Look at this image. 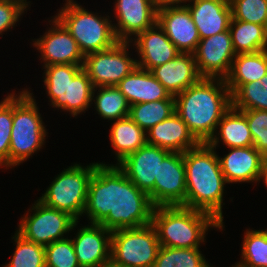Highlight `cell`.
<instances>
[{"instance_id":"cell-1","label":"cell","mask_w":267,"mask_h":267,"mask_svg":"<svg viewBox=\"0 0 267 267\" xmlns=\"http://www.w3.org/2000/svg\"><path fill=\"white\" fill-rule=\"evenodd\" d=\"M154 205L115 164L98 163L89 186L84 213L90 223L110 231L151 223Z\"/></svg>"},{"instance_id":"cell-2","label":"cell","mask_w":267,"mask_h":267,"mask_svg":"<svg viewBox=\"0 0 267 267\" xmlns=\"http://www.w3.org/2000/svg\"><path fill=\"white\" fill-rule=\"evenodd\" d=\"M232 107L225 79L202 78L175 96V110L199 143H208Z\"/></svg>"},{"instance_id":"cell-3","label":"cell","mask_w":267,"mask_h":267,"mask_svg":"<svg viewBox=\"0 0 267 267\" xmlns=\"http://www.w3.org/2000/svg\"><path fill=\"white\" fill-rule=\"evenodd\" d=\"M208 143H199L184 153L186 198L185 207L212 215L224 226L222 205L224 185L219 159ZM226 183V184H225ZM223 203V204H222Z\"/></svg>"},{"instance_id":"cell-4","label":"cell","mask_w":267,"mask_h":267,"mask_svg":"<svg viewBox=\"0 0 267 267\" xmlns=\"http://www.w3.org/2000/svg\"><path fill=\"white\" fill-rule=\"evenodd\" d=\"M151 224L160 246L173 248H199L209 228L222 230L212 215L184 206L154 207Z\"/></svg>"},{"instance_id":"cell-5","label":"cell","mask_w":267,"mask_h":267,"mask_svg":"<svg viewBox=\"0 0 267 267\" xmlns=\"http://www.w3.org/2000/svg\"><path fill=\"white\" fill-rule=\"evenodd\" d=\"M83 65L54 64L43 66L44 85L54 108L69 111L74 117L87 111L92 102L94 86Z\"/></svg>"},{"instance_id":"cell-6","label":"cell","mask_w":267,"mask_h":267,"mask_svg":"<svg viewBox=\"0 0 267 267\" xmlns=\"http://www.w3.org/2000/svg\"><path fill=\"white\" fill-rule=\"evenodd\" d=\"M28 89L13 92V125L10 139L9 167L26 161L40 150L48 134L37 102Z\"/></svg>"},{"instance_id":"cell-7","label":"cell","mask_w":267,"mask_h":267,"mask_svg":"<svg viewBox=\"0 0 267 267\" xmlns=\"http://www.w3.org/2000/svg\"><path fill=\"white\" fill-rule=\"evenodd\" d=\"M55 17L70 32L84 56L108 49L118 42L109 16L91 13L74 0H66Z\"/></svg>"},{"instance_id":"cell-8","label":"cell","mask_w":267,"mask_h":267,"mask_svg":"<svg viewBox=\"0 0 267 267\" xmlns=\"http://www.w3.org/2000/svg\"><path fill=\"white\" fill-rule=\"evenodd\" d=\"M97 163L82 166L73 164L51 182L39 200L46 206L68 213L79 220L87 201L88 186Z\"/></svg>"},{"instance_id":"cell-9","label":"cell","mask_w":267,"mask_h":267,"mask_svg":"<svg viewBox=\"0 0 267 267\" xmlns=\"http://www.w3.org/2000/svg\"><path fill=\"white\" fill-rule=\"evenodd\" d=\"M160 242L150 223L112 231L110 262L119 267H153Z\"/></svg>"},{"instance_id":"cell-10","label":"cell","mask_w":267,"mask_h":267,"mask_svg":"<svg viewBox=\"0 0 267 267\" xmlns=\"http://www.w3.org/2000/svg\"><path fill=\"white\" fill-rule=\"evenodd\" d=\"M33 214L23 216L17 232L25 239L46 246L57 240L64 239V234L74 230L79 221L68 213L51 208L39 199L33 204Z\"/></svg>"},{"instance_id":"cell-11","label":"cell","mask_w":267,"mask_h":267,"mask_svg":"<svg viewBox=\"0 0 267 267\" xmlns=\"http://www.w3.org/2000/svg\"><path fill=\"white\" fill-rule=\"evenodd\" d=\"M129 43L118 41L108 49L84 56L82 67L94 88L116 86L138 66L137 59L129 57Z\"/></svg>"},{"instance_id":"cell-12","label":"cell","mask_w":267,"mask_h":267,"mask_svg":"<svg viewBox=\"0 0 267 267\" xmlns=\"http://www.w3.org/2000/svg\"><path fill=\"white\" fill-rule=\"evenodd\" d=\"M235 56L229 30L200 39L194 52L198 71L203 78L225 79Z\"/></svg>"},{"instance_id":"cell-13","label":"cell","mask_w":267,"mask_h":267,"mask_svg":"<svg viewBox=\"0 0 267 267\" xmlns=\"http://www.w3.org/2000/svg\"><path fill=\"white\" fill-rule=\"evenodd\" d=\"M186 176L184 153L170 152L159 164L154 185V207L184 206Z\"/></svg>"},{"instance_id":"cell-14","label":"cell","mask_w":267,"mask_h":267,"mask_svg":"<svg viewBox=\"0 0 267 267\" xmlns=\"http://www.w3.org/2000/svg\"><path fill=\"white\" fill-rule=\"evenodd\" d=\"M169 153L168 150L146 143L117 165L133 184L149 195L153 205L159 164Z\"/></svg>"},{"instance_id":"cell-15","label":"cell","mask_w":267,"mask_h":267,"mask_svg":"<svg viewBox=\"0 0 267 267\" xmlns=\"http://www.w3.org/2000/svg\"><path fill=\"white\" fill-rule=\"evenodd\" d=\"M52 28L35 39L34 47L41 52L44 66L54 64L83 65L84 55L81 53L77 42L65 26L54 16Z\"/></svg>"},{"instance_id":"cell-16","label":"cell","mask_w":267,"mask_h":267,"mask_svg":"<svg viewBox=\"0 0 267 267\" xmlns=\"http://www.w3.org/2000/svg\"><path fill=\"white\" fill-rule=\"evenodd\" d=\"M115 1L117 24L113 25V30L118 41L132 43V35L136 36L157 22V8L151 0Z\"/></svg>"},{"instance_id":"cell-17","label":"cell","mask_w":267,"mask_h":267,"mask_svg":"<svg viewBox=\"0 0 267 267\" xmlns=\"http://www.w3.org/2000/svg\"><path fill=\"white\" fill-rule=\"evenodd\" d=\"M157 23L182 53H194L200 41L198 29L185 4L157 9Z\"/></svg>"},{"instance_id":"cell-18","label":"cell","mask_w":267,"mask_h":267,"mask_svg":"<svg viewBox=\"0 0 267 267\" xmlns=\"http://www.w3.org/2000/svg\"><path fill=\"white\" fill-rule=\"evenodd\" d=\"M112 231L101 224L81 227L72 239L77 261L81 267H104L110 262Z\"/></svg>"},{"instance_id":"cell-19","label":"cell","mask_w":267,"mask_h":267,"mask_svg":"<svg viewBox=\"0 0 267 267\" xmlns=\"http://www.w3.org/2000/svg\"><path fill=\"white\" fill-rule=\"evenodd\" d=\"M134 37L133 45L140 56L137 65L142 69L150 71L173 60L180 53L157 22Z\"/></svg>"},{"instance_id":"cell-20","label":"cell","mask_w":267,"mask_h":267,"mask_svg":"<svg viewBox=\"0 0 267 267\" xmlns=\"http://www.w3.org/2000/svg\"><path fill=\"white\" fill-rule=\"evenodd\" d=\"M150 72L174 97L203 78L194 53L180 52L173 60L152 68Z\"/></svg>"},{"instance_id":"cell-21","label":"cell","mask_w":267,"mask_h":267,"mask_svg":"<svg viewBox=\"0 0 267 267\" xmlns=\"http://www.w3.org/2000/svg\"><path fill=\"white\" fill-rule=\"evenodd\" d=\"M226 182L259 181L263 163L267 160L254 146L230 148L224 157H218Z\"/></svg>"},{"instance_id":"cell-22","label":"cell","mask_w":267,"mask_h":267,"mask_svg":"<svg viewBox=\"0 0 267 267\" xmlns=\"http://www.w3.org/2000/svg\"><path fill=\"white\" fill-rule=\"evenodd\" d=\"M185 4L191 13L200 39L229 30L232 19L229 0H188Z\"/></svg>"},{"instance_id":"cell-23","label":"cell","mask_w":267,"mask_h":267,"mask_svg":"<svg viewBox=\"0 0 267 267\" xmlns=\"http://www.w3.org/2000/svg\"><path fill=\"white\" fill-rule=\"evenodd\" d=\"M146 135L148 144L170 152L185 153L199 144L176 112L154 125Z\"/></svg>"},{"instance_id":"cell-24","label":"cell","mask_w":267,"mask_h":267,"mask_svg":"<svg viewBox=\"0 0 267 267\" xmlns=\"http://www.w3.org/2000/svg\"><path fill=\"white\" fill-rule=\"evenodd\" d=\"M116 87L124 94L130 106L163 99H175L150 71L138 66Z\"/></svg>"},{"instance_id":"cell-25","label":"cell","mask_w":267,"mask_h":267,"mask_svg":"<svg viewBox=\"0 0 267 267\" xmlns=\"http://www.w3.org/2000/svg\"><path fill=\"white\" fill-rule=\"evenodd\" d=\"M267 73V50L236 54L225 78L231 95L243 84L260 81Z\"/></svg>"},{"instance_id":"cell-26","label":"cell","mask_w":267,"mask_h":267,"mask_svg":"<svg viewBox=\"0 0 267 267\" xmlns=\"http://www.w3.org/2000/svg\"><path fill=\"white\" fill-rule=\"evenodd\" d=\"M218 128V135L214 134L208 142L215 150L220 142L219 138L224 145H227V148L253 146V138L246 117L240 110L231 107L221 118Z\"/></svg>"},{"instance_id":"cell-27","label":"cell","mask_w":267,"mask_h":267,"mask_svg":"<svg viewBox=\"0 0 267 267\" xmlns=\"http://www.w3.org/2000/svg\"><path fill=\"white\" fill-rule=\"evenodd\" d=\"M109 137L115 150L117 165L147 143L146 132L128 116L113 123Z\"/></svg>"},{"instance_id":"cell-28","label":"cell","mask_w":267,"mask_h":267,"mask_svg":"<svg viewBox=\"0 0 267 267\" xmlns=\"http://www.w3.org/2000/svg\"><path fill=\"white\" fill-rule=\"evenodd\" d=\"M235 53H255L266 50L264 26L231 19L229 25Z\"/></svg>"},{"instance_id":"cell-29","label":"cell","mask_w":267,"mask_h":267,"mask_svg":"<svg viewBox=\"0 0 267 267\" xmlns=\"http://www.w3.org/2000/svg\"><path fill=\"white\" fill-rule=\"evenodd\" d=\"M97 90L99 93L97 92L94 98ZM92 101L98 115L103 119L116 121L129 115L130 105L124 94L116 86L95 87Z\"/></svg>"},{"instance_id":"cell-30","label":"cell","mask_w":267,"mask_h":267,"mask_svg":"<svg viewBox=\"0 0 267 267\" xmlns=\"http://www.w3.org/2000/svg\"><path fill=\"white\" fill-rule=\"evenodd\" d=\"M175 112V99H163L131 105L128 117L147 133Z\"/></svg>"},{"instance_id":"cell-31","label":"cell","mask_w":267,"mask_h":267,"mask_svg":"<svg viewBox=\"0 0 267 267\" xmlns=\"http://www.w3.org/2000/svg\"><path fill=\"white\" fill-rule=\"evenodd\" d=\"M232 107L237 110L267 111V73L260 81L241 85L232 95Z\"/></svg>"},{"instance_id":"cell-32","label":"cell","mask_w":267,"mask_h":267,"mask_svg":"<svg viewBox=\"0 0 267 267\" xmlns=\"http://www.w3.org/2000/svg\"><path fill=\"white\" fill-rule=\"evenodd\" d=\"M242 243L241 267H267V236L263 230L247 229Z\"/></svg>"},{"instance_id":"cell-33","label":"cell","mask_w":267,"mask_h":267,"mask_svg":"<svg viewBox=\"0 0 267 267\" xmlns=\"http://www.w3.org/2000/svg\"><path fill=\"white\" fill-rule=\"evenodd\" d=\"M206 263L199 248L160 246L153 267H203Z\"/></svg>"},{"instance_id":"cell-34","label":"cell","mask_w":267,"mask_h":267,"mask_svg":"<svg viewBox=\"0 0 267 267\" xmlns=\"http://www.w3.org/2000/svg\"><path fill=\"white\" fill-rule=\"evenodd\" d=\"M12 239L16 248L11 261L3 267H46L45 246L25 239L17 231Z\"/></svg>"},{"instance_id":"cell-35","label":"cell","mask_w":267,"mask_h":267,"mask_svg":"<svg viewBox=\"0 0 267 267\" xmlns=\"http://www.w3.org/2000/svg\"><path fill=\"white\" fill-rule=\"evenodd\" d=\"M229 4L234 20L265 25L267 0H229Z\"/></svg>"},{"instance_id":"cell-36","label":"cell","mask_w":267,"mask_h":267,"mask_svg":"<svg viewBox=\"0 0 267 267\" xmlns=\"http://www.w3.org/2000/svg\"><path fill=\"white\" fill-rule=\"evenodd\" d=\"M46 267H81L71 238L57 240L45 246Z\"/></svg>"},{"instance_id":"cell-37","label":"cell","mask_w":267,"mask_h":267,"mask_svg":"<svg viewBox=\"0 0 267 267\" xmlns=\"http://www.w3.org/2000/svg\"><path fill=\"white\" fill-rule=\"evenodd\" d=\"M13 125V93L0 102V167L9 168L10 139ZM8 167V168H7Z\"/></svg>"},{"instance_id":"cell-38","label":"cell","mask_w":267,"mask_h":267,"mask_svg":"<svg viewBox=\"0 0 267 267\" xmlns=\"http://www.w3.org/2000/svg\"><path fill=\"white\" fill-rule=\"evenodd\" d=\"M246 117L254 148L267 159V111L240 110Z\"/></svg>"},{"instance_id":"cell-39","label":"cell","mask_w":267,"mask_h":267,"mask_svg":"<svg viewBox=\"0 0 267 267\" xmlns=\"http://www.w3.org/2000/svg\"><path fill=\"white\" fill-rule=\"evenodd\" d=\"M26 0H0V34L14 28L17 21L28 8Z\"/></svg>"},{"instance_id":"cell-40","label":"cell","mask_w":267,"mask_h":267,"mask_svg":"<svg viewBox=\"0 0 267 267\" xmlns=\"http://www.w3.org/2000/svg\"><path fill=\"white\" fill-rule=\"evenodd\" d=\"M154 6L159 9L165 6H180L181 3H186L188 0H151Z\"/></svg>"},{"instance_id":"cell-41","label":"cell","mask_w":267,"mask_h":267,"mask_svg":"<svg viewBox=\"0 0 267 267\" xmlns=\"http://www.w3.org/2000/svg\"><path fill=\"white\" fill-rule=\"evenodd\" d=\"M260 179H263V182L265 183V186L267 187V160L263 163V166L260 172L259 182L261 181Z\"/></svg>"},{"instance_id":"cell-42","label":"cell","mask_w":267,"mask_h":267,"mask_svg":"<svg viewBox=\"0 0 267 267\" xmlns=\"http://www.w3.org/2000/svg\"><path fill=\"white\" fill-rule=\"evenodd\" d=\"M264 37H265V41H266V50H267V20H266L265 25H264Z\"/></svg>"},{"instance_id":"cell-43","label":"cell","mask_w":267,"mask_h":267,"mask_svg":"<svg viewBox=\"0 0 267 267\" xmlns=\"http://www.w3.org/2000/svg\"><path fill=\"white\" fill-rule=\"evenodd\" d=\"M104 267H119V266H116L113 263L109 262Z\"/></svg>"},{"instance_id":"cell-44","label":"cell","mask_w":267,"mask_h":267,"mask_svg":"<svg viewBox=\"0 0 267 267\" xmlns=\"http://www.w3.org/2000/svg\"><path fill=\"white\" fill-rule=\"evenodd\" d=\"M203 267H212V266L209 265L208 262H207Z\"/></svg>"},{"instance_id":"cell-45","label":"cell","mask_w":267,"mask_h":267,"mask_svg":"<svg viewBox=\"0 0 267 267\" xmlns=\"http://www.w3.org/2000/svg\"><path fill=\"white\" fill-rule=\"evenodd\" d=\"M263 231H264V233L266 234V236H267V230H264V229H262Z\"/></svg>"}]
</instances>
